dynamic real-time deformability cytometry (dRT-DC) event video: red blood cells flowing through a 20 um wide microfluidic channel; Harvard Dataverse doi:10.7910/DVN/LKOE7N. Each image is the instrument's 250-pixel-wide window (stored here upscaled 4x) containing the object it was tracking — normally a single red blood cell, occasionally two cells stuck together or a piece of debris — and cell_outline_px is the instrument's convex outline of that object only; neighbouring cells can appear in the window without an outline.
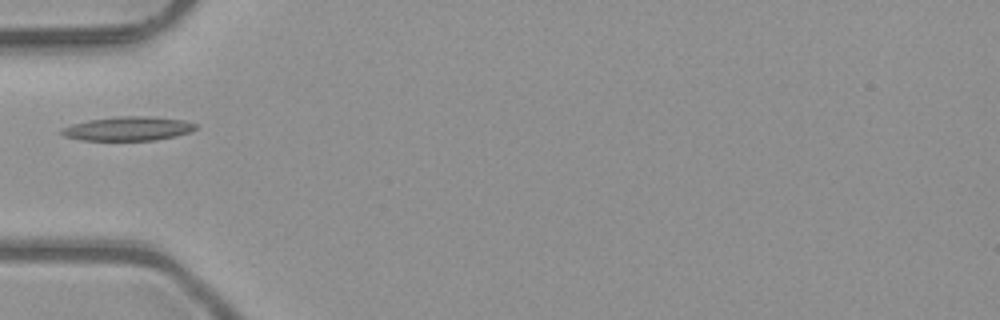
{"species": "common noctule bat (a hibernating species)", "species_latin": "Nyctalus noctula", "temperature_condition": "room temperature", "stored_images_in_passage": 5, "camera_frame_rate_fps": 3000, "um_per_image_px": 0.085, "animal": {"sex": "male", "body_mass_g": 23.1, "forearm_length_mm": 52.7}, "frame": {"image": 1, "passage_image": 5, "time_ms": 1.333, "image_size_px": [1000, 320], "cell_outline_px": [[196, 128], [188, 132], [176, 136], [156, 140], [80, 140], [64, 136], [60, 132], [60, 128], [72, 124], [88, 120], [116, 116], [148, 116], [184, 120], [196, 124]], "centroid_in_image_um": [10.85, 10.93], "position_along_channel_um": 74.2, "area_um2": 18.79}}